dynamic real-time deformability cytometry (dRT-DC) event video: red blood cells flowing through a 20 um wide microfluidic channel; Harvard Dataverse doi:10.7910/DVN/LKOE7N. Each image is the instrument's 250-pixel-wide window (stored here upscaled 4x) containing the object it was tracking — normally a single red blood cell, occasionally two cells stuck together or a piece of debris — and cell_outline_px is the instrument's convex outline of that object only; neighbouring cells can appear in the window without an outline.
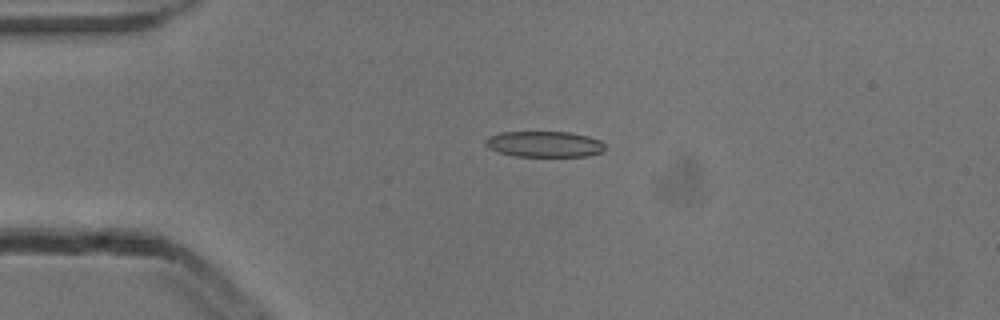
{"species": "common noctule bat (a hibernating species)", "species_latin": "Nyctalus noctula", "temperature_condition": "cold", "stored_images_in_passage": 4, "camera_frame_rate_fps": 3000, "um_per_image_px": 0.085, "animal": {"sex": "male", "body_mass_g": 13.3}, "frame": {"image": 1, "passage_image": 3, "time_ms": 0.667, "image_size_px": [1000, 320], "cell_outline_px": [[604, 152], [588, 156], [512, 156], [496, 152], [488, 148], [484, 144], [484, 140], [488, 136], [500, 132], [568, 132], [588, 136], [600, 140], [604, 144]], "centroid_in_image_um": [46.23, 12.25], "position_along_channel_um": 38.8, "area_um2": 18.26}}